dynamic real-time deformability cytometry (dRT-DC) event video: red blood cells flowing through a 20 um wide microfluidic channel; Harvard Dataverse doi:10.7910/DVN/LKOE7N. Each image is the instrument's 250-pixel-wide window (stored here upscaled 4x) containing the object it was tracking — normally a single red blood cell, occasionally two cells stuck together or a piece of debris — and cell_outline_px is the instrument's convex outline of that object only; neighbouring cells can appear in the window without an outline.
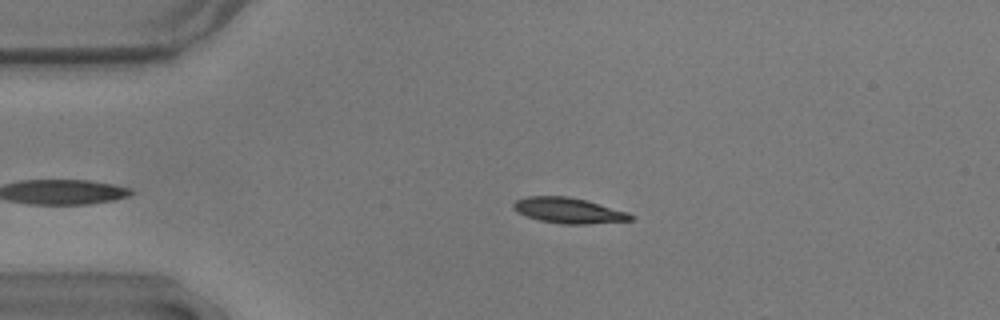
{"species": "common noctule bat (a hibernating species)", "species_latin": "Nyctalus noctula", "temperature_condition": "warm", "stored_images_in_passage": 8, "camera_frame_rate_fps": 3000, "um_per_image_px": 0.085, "animal": {"sex": "male", "body_mass_g": 17.9}, "frame": {"image": 1, "passage_image": 5, "time_ms": 1.333, "image_size_px": [1000, 320], "cell_outline_px": [[632, 220], [588, 224], [564, 224], [540, 220], [516, 212], [512, 208], [512, 204], [516, 200], [528, 196], [568, 196], [584, 200], [628, 212], [632, 216]], "centroid_in_image_um": [48.28, 17.89], "position_along_channel_um": 36.7, "area_um2": 17.22}}